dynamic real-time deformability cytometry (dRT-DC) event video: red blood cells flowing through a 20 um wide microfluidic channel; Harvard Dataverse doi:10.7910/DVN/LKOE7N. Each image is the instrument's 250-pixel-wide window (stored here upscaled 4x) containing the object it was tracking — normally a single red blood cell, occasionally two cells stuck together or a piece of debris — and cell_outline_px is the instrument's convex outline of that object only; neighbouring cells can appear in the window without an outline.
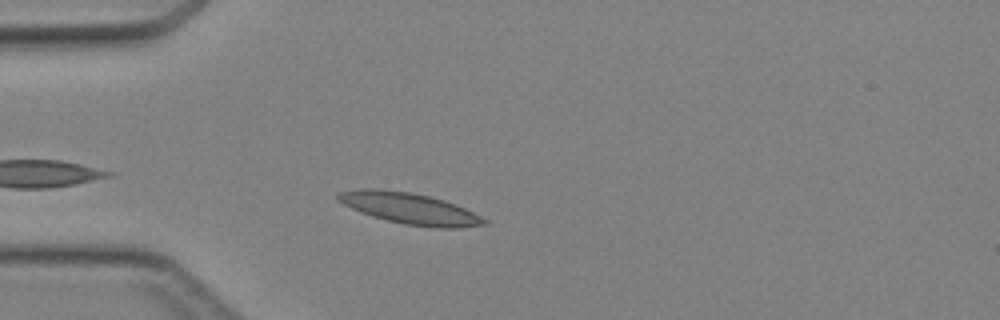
{"species": "Egyptian fruit bat (a non-hibernating species)", "species_latin": "Rousettus aegyptiacus", "temperature_condition": "cold", "stored_images_in_passage": 34, "camera_frame_rate_fps": 3000, "um_per_image_px": 0.085, "animal": {"sex": "female"}, "frame": {"image": 1, "passage_image": 3, "time_ms": 0.667, "image_size_px": [1000, 320], "cell_outline_px": [[488, 224], [456, 228], [436, 228], [404, 224], [372, 216], [360, 212], [336, 200], [336, 196], [340, 192], [360, 188], [376, 188], [412, 192], [444, 200], [464, 208], [488, 220]], "centroid_in_image_um": [34.81, 17.71], "position_along_channel_um": 50.2, "area_um2": 26.47}}
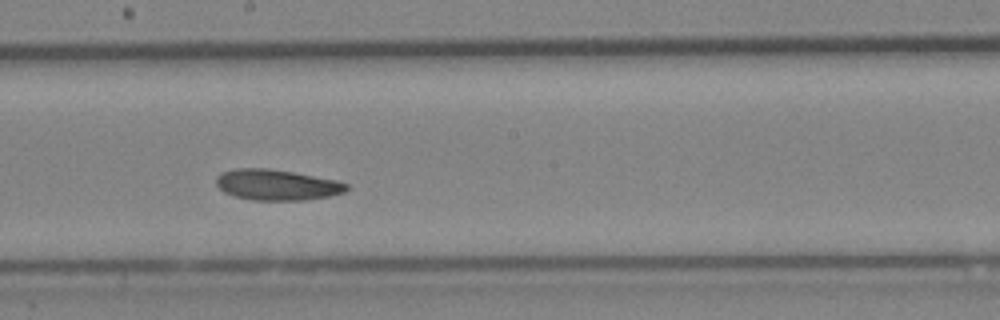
{"frame": {"image": 2, "passage_image": 16, "time_ms": 5.0, "image_size_px": [1000, 320], "cell_outline_px": [[348, 188], [344, 192], [328, 196], [304, 200], [252, 200], [236, 196], [224, 192], [216, 184], [216, 176], [220, 172], [236, 168], [268, 168], [292, 172], [336, 180], [348, 184]], "centroid_in_image_um": [23.49, 15.7], "position_along_channel_um": 224.7, "area_um2": 23.24}}
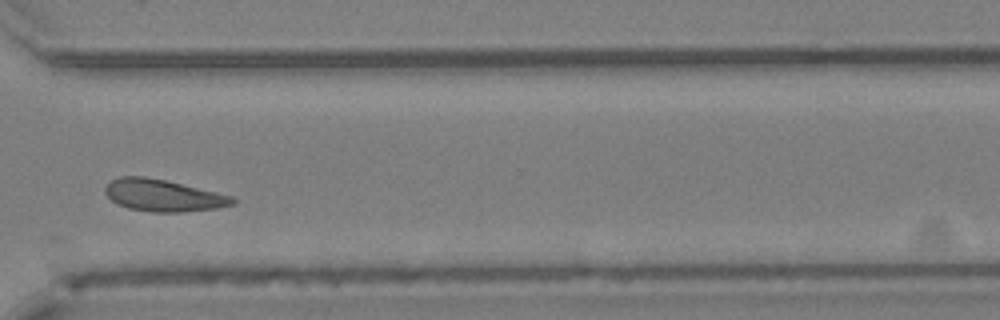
{"frame": {"image": 3, "passage_image": 25, "time_ms": 8.0, "image_size_px": [1000, 320], "cell_outline_px": [[236, 204], [216, 208], [184, 212], [152, 212], [128, 208], [116, 204], [104, 192], [104, 188], [112, 180], [120, 176], [144, 176], [164, 180], [216, 192], [232, 196], [236, 200]], "centroid_in_image_um": [13.86, 16.62], "position_along_channel_um": 356.7, "area_um2": 23.58}}